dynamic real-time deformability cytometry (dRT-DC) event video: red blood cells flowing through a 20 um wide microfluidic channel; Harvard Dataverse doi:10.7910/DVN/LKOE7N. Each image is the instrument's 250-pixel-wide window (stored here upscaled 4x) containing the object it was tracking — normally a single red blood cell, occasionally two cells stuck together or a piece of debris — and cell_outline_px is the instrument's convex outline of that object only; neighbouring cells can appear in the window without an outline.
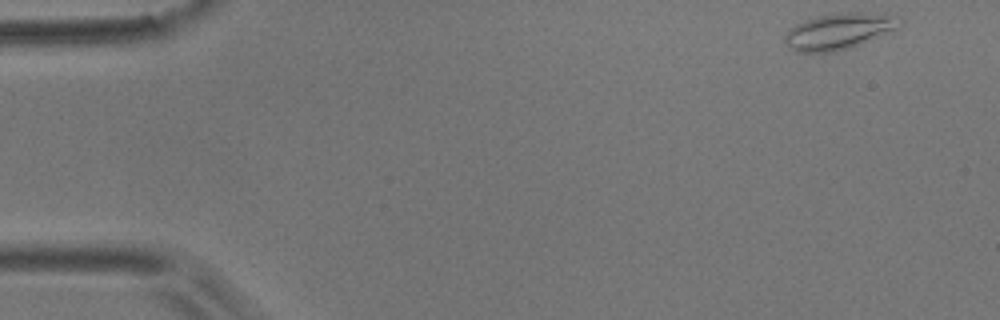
{"species": "common noctule bat (a hibernating species)", "species_latin": "Nyctalus noctula", "temperature_condition": "room temperature", "stored_images_in_passage": 52, "camera_frame_rate_fps": 3000, "um_per_image_px": 0.085, "animal": {"sex": "male", "body_mass_g": 17.9}, "frame": {"image": 1, "passage_image": 1, "time_ms": 0.0, "image_size_px": [1000, 320], "cell_outline_px": [[904, 24], [896, 28], [848, 48], [832, 52], [796, 52], [788, 48], [784, 44], [784, 36], [796, 24], [816, 16], [840, 12], [860, 12], [896, 16], [904, 20]], "centroid_in_image_um": [71.26, 2.65], "position_along_channel_um": 13.7, "area_um2": 23.87}}
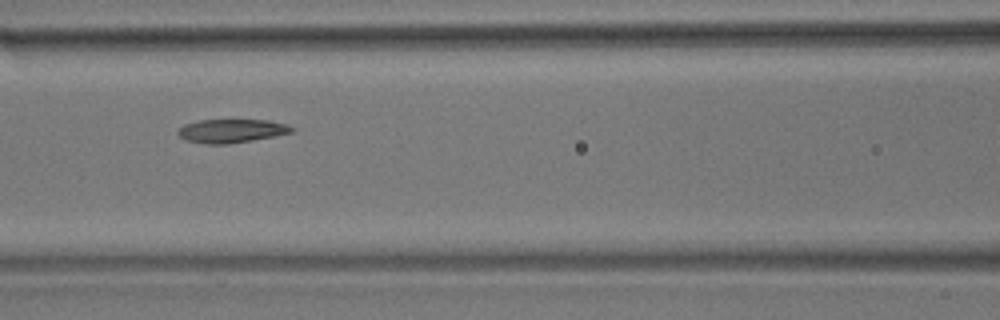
{"frame": {"image": 2, "passage_image": 21, "time_ms": 6.667, "image_size_px": [1000, 320], "cell_outline_px": [[296, 128], [292, 132], [276, 136], [228, 144], [204, 144], [184, 140], [176, 132], [184, 124], [200, 120], [268, 120], [284, 124]], "centroid_in_image_um": [19.65, 11.13], "position_along_channel_um": 146.9, "area_um2": 15.66}}
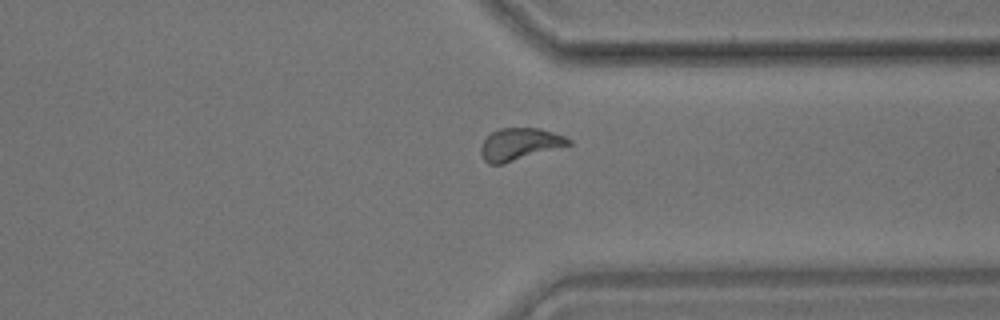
{"frame": {"image": 3, "passage_image": 39, "time_ms": 12.667, "image_size_px": [1000, 320], "cell_outline_px": [[572, 144], [504, 164], [488, 164], [484, 160], [480, 152], [480, 148], [484, 140], [492, 132], [500, 128], [536, 128], [552, 132], [564, 136], [572, 140]], "centroid_in_image_um": [44.16, 12.26], "position_along_channel_um": 367.2, "area_um2": 16.36}, "authors_computed_cell_mechanics": {"area_um2": 16.4152, "velocity_mm_per_s": 3.6831, "shape_relaxation_time_tau1_ms": 5.6146, "shape_relaxation_time_tau2_ms": 4.4339, "deformation_change_tau1": 0.1401, "deformation_change_tau2": 0.0955}}